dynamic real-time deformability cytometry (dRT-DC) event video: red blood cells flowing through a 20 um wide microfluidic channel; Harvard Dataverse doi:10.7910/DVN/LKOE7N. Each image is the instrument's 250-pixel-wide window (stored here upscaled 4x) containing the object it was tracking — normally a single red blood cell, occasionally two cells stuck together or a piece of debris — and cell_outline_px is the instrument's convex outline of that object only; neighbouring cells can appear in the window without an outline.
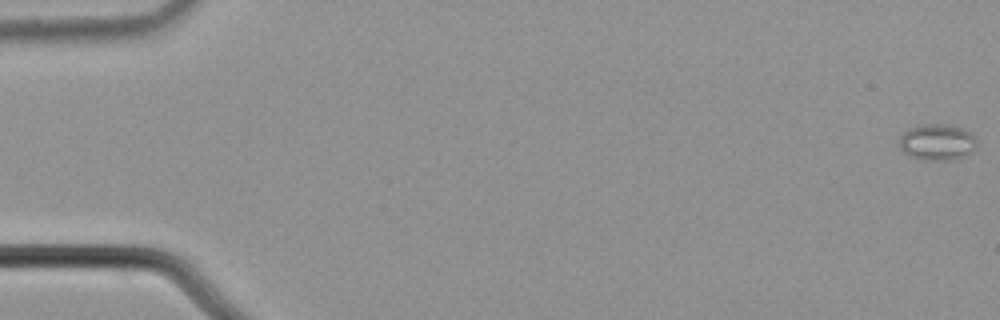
{"species": "common noctule bat (a hibernating species)", "species_latin": "Nyctalus noctula", "temperature_condition": "cold", "stored_images_in_passage": 5, "camera_frame_rate_fps": 3000, "um_per_image_px": 0.085, "animal": {"sex": "male", "body_mass_g": 21.5, "forearm_length_mm": 52.0}, "frame": {"image": 1, "passage_image": 1, "time_ms": 0.0, "image_size_px": [1000, 320], "cell_outline_px": [[976, 148], [972, 152], [964, 156], [952, 160], [924, 160], [908, 156], [900, 148], [900, 136], [908, 128], [920, 124], [948, 124], [972, 132], [976, 140]], "centroid_in_image_um": [79.66, 12.08], "position_along_channel_um": 5.3, "area_um2": 16.59}}